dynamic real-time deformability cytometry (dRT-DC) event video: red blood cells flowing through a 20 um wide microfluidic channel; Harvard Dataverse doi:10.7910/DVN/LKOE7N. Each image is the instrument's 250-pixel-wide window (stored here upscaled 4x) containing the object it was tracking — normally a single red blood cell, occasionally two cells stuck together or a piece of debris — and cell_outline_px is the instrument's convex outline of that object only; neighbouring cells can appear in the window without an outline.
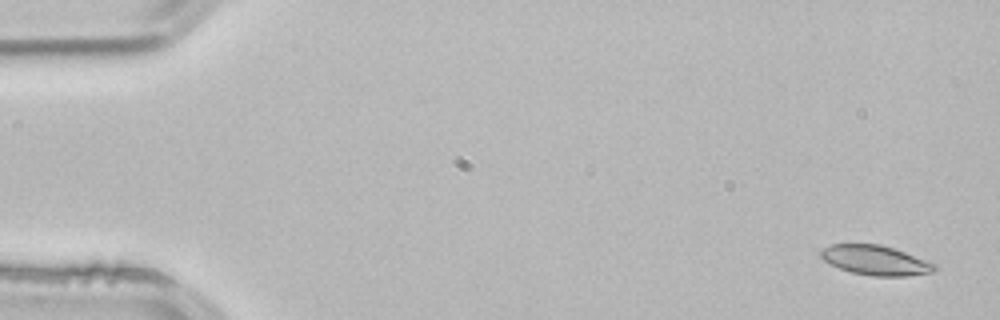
{"species": "common noctule bat (a hibernating species)", "species_latin": "Nyctalus noctula", "temperature_condition": "room temperature", "stored_images_in_passage": 4, "camera_frame_rate_fps": 3000, "um_per_image_px": 0.085, "animal": {"sex": "male", "body_mass_g": 21.5, "forearm_length_mm": 52.0}, "frame": {"image": 1, "passage_image": 1, "time_ms": 0.0, "image_size_px": [1000, 320], "cell_outline_px": [[936, 268], [932, 272], [908, 276], [872, 276], [852, 272], [840, 268], [824, 260], [820, 256], [820, 248], [828, 244], [880, 244], [904, 252], [936, 264]], "centroid_in_image_um": [74.38, 22.11], "position_along_channel_um": 10.6, "area_um2": 19.54}}
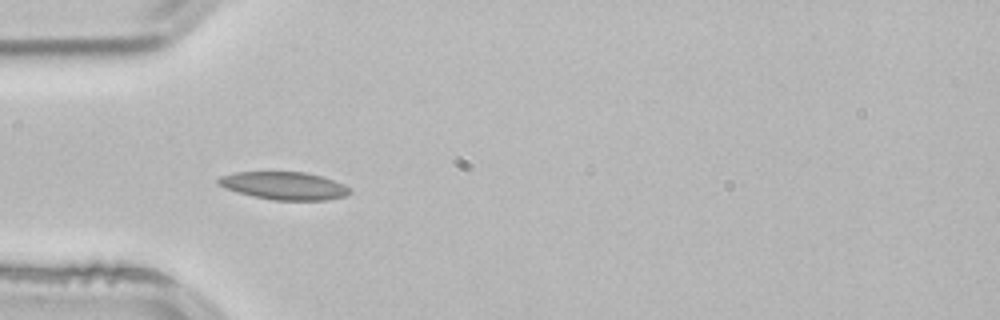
{"frame": {"image": 2, "passage_image": 4, "time_ms": 1.0, "image_size_px": [1000, 320], "cell_outline_px": [[352, 192], [344, 196], [324, 200], [272, 200], [252, 196], [224, 188], [216, 184], [216, 180], [220, 176], [236, 172], [304, 172], [320, 176], [344, 184]], "centroid_in_image_um": [24.1, 15.79], "position_along_channel_um": 60.9, "area_um2": 21.21}}